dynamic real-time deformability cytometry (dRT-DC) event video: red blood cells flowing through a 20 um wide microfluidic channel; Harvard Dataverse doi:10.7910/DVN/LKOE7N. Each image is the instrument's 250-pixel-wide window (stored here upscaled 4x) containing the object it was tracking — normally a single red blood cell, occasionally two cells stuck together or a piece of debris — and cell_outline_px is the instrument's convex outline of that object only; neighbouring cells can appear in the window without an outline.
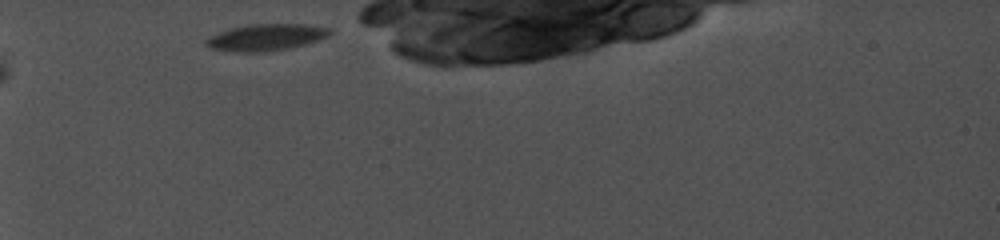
{"species": "common noctule bat (a hibernating species)", "species_latin": "Nyctalus noctula", "temperature_condition": "cold", "stored_images_in_passage": 29, "camera_frame_rate_fps": 5000, "um_per_image_px": 0.085, "animal": {"sex": "female", "body_mass_g": 19.0, "forearm_length_mm": 56.7}, "frame": {"image": 1, "passage_image": 1, "time_ms": 0.0, "image_size_px": [1000, 240], "cell_outline_px": [[332, 32], [328, 36], [316, 40], [284, 48], [260, 52], [244, 52], [212, 48], [204, 44], [204, 40], [208, 36], [232, 28], [248, 24], [304, 24], [332, 28]], "centroid_in_image_um": [22.58, 3.15], "position_along_channel_um": 62.4, "area_um2": 18.73}}
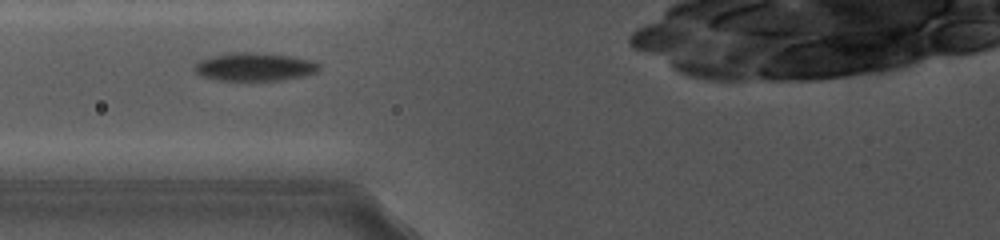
{"frame": {"image": 2, "passage_image": 5, "time_ms": 2.0, "image_size_px": [1000, 240], "cell_outline_px": [[320, 68], [316, 72], [300, 76], [276, 80], [220, 80], [204, 76], [196, 72], [192, 68], [200, 60], [212, 56], [232, 52], [256, 52], [296, 56], [312, 60], [320, 64]], "centroid_in_image_um": [21.66, 5.66], "position_along_channel_um": 104.1, "area_um2": 20.35}}